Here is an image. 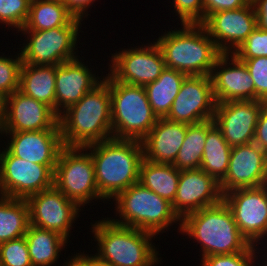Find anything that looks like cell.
I'll list each match as a JSON object with an SVG mask.
<instances>
[{
  "mask_svg": "<svg viewBox=\"0 0 267 266\" xmlns=\"http://www.w3.org/2000/svg\"><path fill=\"white\" fill-rule=\"evenodd\" d=\"M62 142L67 147H85L113 137L109 74L80 101L58 118Z\"/></svg>",
  "mask_w": 267,
  "mask_h": 266,
  "instance_id": "1",
  "label": "cell"
},
{
  "mask_svg": "<svg viewBox=\"0 0 267 266\" xmlns=\"http://www.w3.org/2000/svg\"><path fill=\"white\" fill-rule=\"evenodd\" d=\"M84 148L91 154L98 191L106 202L139 182L141 141L112 137Z\"/></svg>",
  "mask_w": 267,
  "mask_h": 266,
  "instance_id": "2",
  "label": "cell"
},
{
  "mask_svg": "<svg viewBox=\"0 0 267 266\" xmlns=\"http://www.w3.org/2000/svg\"><path fill=\"white\" fill-rule=\"evenodd\" d=\"M90 230L94 234L92 237L97 248L94 255L99 263L107 266H155L162 261L153 243L157 236L152 233L116 224L109 217L92 222Z\"/></svg>",
  "mask_w": 267,
  "mask_h": 266,
  "instance_id": "3",
  "label": "cell"
},
{
  "mask_svg": "<svg viewBox=\"0 0 267 266\" xmlns=\"http://www.w3.org/2000/svg\"><path fill=\"white\" fill-rule=\"evenodd\" d=\"M179 234L193 239L201 247L202 258L211 255L234 254L246 251L252 244L240 233L233 214L222 199L186 215L181 220Z\"/></svg>",
  "mask_w": 267,
  "mask_h": 266,
  "instance_id": "4",
  "label": "cell"
},
{
  "mask_svg": "<svg viewBox=\"0 0 267 266\" xmlns=\"http://www.w3.org/2000/svg\"><path fill=\"white\" fill-rule=\"evenodd\" d=\"M180 26L165 30L154 40L162 52L165 66L187 76H210L222 53L201 24Z\"/></svg>",
  "mask_w": 267,
  "mask_h": 266,
  "instance_id": "5",
  "label": "cell"
},
{
  "mask_svg": "<svg viewBox=\"0 0 267 266\" xmlns=\"http://www.w3.org/2000/svg\"><path fill=\"white\" fill-rule=\"evenodd\" d=\"M113 201L114 213L116 216L119 214V218H109L116 224L155 236L166 233L176 223L179 225L177 232L181 231V220L173 211L171 203L139 182L120 192Z\"/></svg>",
  "mask_w": 267,
  "mask_h": 266,
  "instance_id": "6",
  "label": "cell"
},
{
  "mask_svg": "<svg viewBox=\"0 0 267 266\" xmlns=\"http://www.w3.org/2000/svg\"><path fill=\"white\" fill-rule=\"evenodd\" d=\"M113 137L142 141L156 124L144 86L114 80L109 75Z\"/></svg>",
  "mask_w": 267,
  "mask_h": 266,
  "instance_id": "7",
  "label": "cell"
},
{
  "mask_svg": "<svg viewBox=\"0 0 267 266\" xmlns=\"http://www.w3.org/2000/svg\"><path fill=\"white\" fill-rule=\"evenodd\" d=\"M83 20L75 18L68 26L49 30H20L25 37L20 51L22 62L31 65H59L78 58L79 33ZM27 36V37H26ZM76 50V51H75ZM77 52V53H76ZM77 54V55H76Z\"/></svg>",
  "mask_w": 267,
  "mask_h": 266,
  "instance_id": "8",
  "label": "cell"
},
{
  "mask_svg": "<svg viewBox=\"0 0 267 266\" xmlns=\"http://www.w3.org/2000/svg\"><path fill=\"white\" fill-rule=\"evenodd\" d=\"M54 186L80 207L91 204L92 200L104 204L106 201L99 194L93 159L84 147L61 149L54 170Z\"/></svg>",
  "mask_w": 267,
  "mask_h": 266,
  "instance_id": "9",
  "label": "cell"
},
{
  "mask_svg": "<svg viewBox=\"0 0 267 266\" xmlns=\"http://www.w3.org/2000/svg\"><path fill=\"white\" fill-rule=\"evenodd\" d=\"M0 150V196L26 199L54 186L56 165L32 163Z\"/></svg>",
  "mask_w": 267,
  "mask_h": 266,
  "instance_id": "10",
  "label": "cell"
},
{
  "mask_svg": "<svg viewBox=\"0 0 267 266\" xmlns=\"http://www.w3.org/2000/svg\"><path fill=\"white\" fill-rule=\"evenodd\" d=\"M110 58L108 74L130 85L145 86L154 82L166 68L162 52L153 40L148 45L116 50Z\"/></svg>",
  "mask_w": 267,
  "mask_h": 266,
  "instance_id": "11",
  "label": "cell"
},
{
  "mask_svg": "<svg viewBox=\"0 0 267 266\" xmlns=\"http://www.w3.org/2000/svg\"><path fill=\"white\" fill-rule=\"evenodd\" d=\"M29 208L30 225L59 233L69 240L73 223L83 210L55 186L25 199ZM78 217V218H77Z\"/></svg>",
  "mask_w": 267,
  "mask_h": 266,
  "instance_id": "12",
  "label": "cell"
},
{
  "mask_svg": "<svg viewBox=\"0 0 267 266\" xmlns=\"http://www.w3.org/2000/svg\"><path fill=\"white\" fill-rule=\"evenodd\" d=\"M223 200L250 244L267 242V185L231 190L223 195Z\"/></svg>",
  "mask_w": 267,
  "mask_h": 266,
  "instance_id": "13",
  "label": "cell"
},
{
  "mask_svg": "<svg viewBox=\"0 0 267 266\" xmlns=\"http://www.w3.org/2000/svg\"><path fill=\"white\" fill-rule=\"evenodd\" d=\"M216 104L210 76H187L165 118L197 124L214 118Z\"/></svg>",
  "mask_w": 267,
  "mask_h": 266,
  "instance_id": "14",
  "label": "cell"
},
{
  "mask_svg": "<svg viewBox=\"0 0 267 266\" xmlns=\"http://www.w3.org/2000/svg\"><path fill=\"white\" fill-rule=\"evenodd\" d=\"M201 25L221 53H234L257 27L254 6L210 14Z\"/></svg>",
  "mask_w": 267,
  "mask_h": 266,
  "instance_id": "15",
  "label": "cell"
},
{
  "mask_svg": "<svg viewBox=\"0 0 267 266\" xmlns=\"http://www.w3.org/2000/svg\"><path fill=\"white\" fill-rule=\"evenodd\" d=\"M267 185V153L254 142L234 146L225 178L219 183L222 195L239 188Z\"/></svg>",
  "mask_w": 267,
  "mask_h": 266,
  "instance_id": "16",
  "label": "cell"
},
{
  "mask_svg": "<svg viewBox=\"0 0 267 266\" xmlns=\"http://www.w3.org/2000/svg\"><path fill=\"white\" fill-rule=\"evenodd\" d=\"M265 103L261 100H243L216 104L214 123L231 147L253 142L258 117Z\"/></svg>",
  "mask_w": 267,
  "mask_h": 266,
  "instance_id": "17",
  "label": "cell"
},
{
  "mask_svg": "<svg viewBox=\"0 0 267 266\" xmlns=\"http://www.w3.org/2000/svg\"><path fill=\"white\" fill-rule=\"evenodd\" d=\"M58 118L50 106L18 89L7 98V112L0 132L60 130Z\"/></svg>",
  "mask_w": 267,
  "mask_h": 266,
  "instance_id": "18",
  "label": "cell"
},
{
  "mask_svg": "<svg viewBox=\"0 0 267 266\" xmlns=\"http://www.w3.org/2000/svg\"><path fill=\"white\" fill-rule=\"evenodd\" d=\"M223 199L219 183L202 169L180 171L177 192L171 204L175 214L182 220L186 215Z\"/></svg>",
  "mask_w": 267,
  "mask_h": 266,
  "instance_id": "19",
  "label": "cell"
},
{
  "mask_svg": "<svg viewBox=\"0 0 267 266\" xmlns=\"http://www.w3.org/2000/svg\"><path fill=\"white\" fill-rule=\"evenodd\" d=\"M210 77L216 103L255 100V85L248 69L233 53H222L217 58Z\"/></svg>",
  "mask_w": 267,
  "mask_h": 266,
  "instance_id": "20",
  "label": "cell"
},
{
  "mask_svg": "<svg viewBox=\"0 0 267 266\" xmlns=\"http://www.w3.org/2000/svg\"><path fill=\"white\" fill-rule=\"evenodd\" d=\"M0 134V137L5 135L9 138L5 148L12 155L36 164L56 165L59 153L64 147L60 130L0 132Z\"/></svg>",
  "mask_w": 267,
  "mask_h": 266,
  "instance_id": "21",
  "label": "cell"
},
{
  "mask_svg": "<svg viewBox=\"0 0 267 266\" xmlns=\"http://www.w3.org/2000/svg\"><path fill=\"white\" fill-rule=\"evenodd\" d=\"M81 59L79 56L56 66L55 96L58 116L104 80V75L100 78L98 73L96 75L97 71L94 73Z\"/></svg>",
  "mask_w": 267,
  "mask_h": 266,
  "instance_id": "22",
  "label": "cell"
},
{
  "mask_svg": "<svg viewBox=\"0 0 267 266\" xmlns=\"http://www.w3.org/2000/svg\"><path fill=\"white\" fill-rule=\"evenodd\" d=\"M187 131V124L158 118L141 141L144 159L153 163L173 164Z\"/></svg>",
  "mask_w": 267,
  "mask_h": 266,
  "instance_id": "23",
  "label": "cell"
},
{
  "mask_svg": "<svg viewBox=\"0 0 267 266\" xmlns=\"http://www.w3.org/2000/svg\"><path fill=\"white\" fill-rule=\"evenodd\" d=\"M56 66L23 63L20 69L19 90L50 106L56 113Z\"/></svg>",
  "mask_w": 267,
  "mask_h": 266,
  "instance_id": "24",
  "label": "cell"
},
{
  "mask_svg": "<svg viewBox=\"0 0 267 266\" xmlns=\"http://www.w3.org/2000/svg\"><path fill=\"white\" fill-rule=\"evenodd\" d=\"M32 266H53L68 242L59 233L29 225L24 235Z\"/></svg>",
  "mask_w": 267,
  "mask_h": 266,
  "instance_id": "25",
  "label": "cell"
},
{
  "mask_svg": "<svg viewBox=\"0 0 267 266\" xmlns=\"http://www.w3.org/2000/svg\"><path fill=\"white\" fill-rule=\"evenodd\" d=\"M231 149L214 120H207V135L200 169L220 183L226 176Z\"/></svg>",
  "mask_w": 267,
  "mask_h": 266,
  "instance_id": "26",
  "label": "cell"
},
{
  "mask_svg": "<svg viewBox=\"0 0 267 266\" xmlns=\"http://www.w3.org/2000/svg\"><path fill=\"white\" fill-rule=\"evenodd\" d=\"M186 77L181 71L166 67L157 80L144 86L152 111L158 118L168 115Z\"/></svg>",
  "mask_w": 267,
  "mask_h": 266,
  "instance_id": "27",
  "label": "cell"
},
{
  "mask_svg": "<svg viewBox=\"0 0 267 266\" xmlns=\"http://www.w3.org/2000/svg\"><path fill=\"white\" fill-rule=\"evenodd\" d=\"M179 176L180 171L172 164L153 163L143 159L140 165L139 183L172 204Z\"/></svg>",
  "mask_w": 267,
  "mask_h": 266,
  "instance_id": "28",
  "label": "cell"
},
{
  "mask_svg": "<svg viewBox=\"0 0 267 266\" xmlns=\"http://www.w3.org/2000/svg\"><path fill=\"white\" fill-rule=\"evenodd\" d=\"M76 17L61 0H31L29 15L21 30H49L68 26Z\"/></svg>",
  "mask_w": 267,
  "mask_h": 266,
  "instance_id": "29",
  "label": "cell"
},
{
  "mask_svg": "<svg viewBox=\"0 0 267 266\" xmlns=\"http://www.w3.org/2000/svg\"><path fill=\"white\" fill-rule=\"evenodd\" d=\"M29 225L25 199L0 196V244L24 236Z\"/></svg>",
  "mask_w": 267,
  "mask_h": 266,
  "instance_id": "30",
  "label": "cell"
},
{
  "mask_svg": "<svg viewBox=\"0 0 267 266\" xmlns=\"http://www.w3.org/2000/svg\"><path fill=\"white\" fill-rule=\"evenodd\" d=\"M207 135V121L187 124L183 144L174 163L179 171L200 169Z\"/></svg>",
  "mask_w": 267,
  "mask_h": 266,
  "instance_id": "31",
  "label": "cell"
},
{
  "mask_svg": "<svg viewBox=\"0 0 267 266\" xmlns=\"http://www.w3.org/2000/svg\"><path fill=\"white\" fill-rule=\"evenodd\" d=\"M31 0H0V23L18 33L25 25ZM15 28V29H14Z\"/></svg>",
  "mask_w": 267,
  "mask_h": 266,
  "instance_id": "32",
  "label": "cell"
},
{
  "mask_svg": "<svg viewBox=\"0 0 267 266\" xmlns=\"http://www.w3.org/2000/svg\"><path fill=\"white\" fill-rule=\"evenodd\" d=\"M4 54L0 55V90L9 96L19 89L22 58L17 52L14 57Z\"/></svg>",
  "mask_w": 267,
  "mask_h": 266,
  "instance_id": "33",
  "label": "cell"
},
{
  "mask_svg": "<svg viewBox=\"0 0 267 266\" xmlns=\"http://www.w3.org/2000/svg\"><path fill=\"white\" fill-rule=\"evenodd\" d=\"M3 266H32L25 236L0 244Z\"/></svg>",
  "mask_w": 267,
  "mask_h": 266,
  "instance_id": "34",
  "label": "cell"
},
{
  "mask_svg": "<svg viewBox=\"0 0 267 266\" xmlns=\"http://www.w3.org/2000/svg\"><path fill=\"white\" fill-rule=\"evenodd\" d=\"M233 54L238 59L267 57V30L256 27Z\"/></svg>",
  "mask_w": 267,
  "mask_h": 266,
  "instance_id": "35",
  "label": "cell"
},
{
  "mask_svg": "<svg viewBox=\"0 0 267 266\" xmlns=\"http://www.w3.org/2000/svg\"><path fill=\"white\" fill-rule=\"evenodd\" d=\"M242 61L255 85V100L267 103V57L239 59Z\"/></svg>",
  "mask_w": 267,
  "mask_h": 266,
  "instance_id": "36",
  "label": "cell"
},
{
  "mask_svg": "<svg viewBox=\"0 0 267 266\" xmlns=\"http://www.w3.org/2000/svg\"><path fill=\"white\" fill-rule=\"evenodd\" d=\"M181 24H201L204 21V5L202 0H172Z\"/></svg>",
  "mask_w": 267,
  "mask_h": 266,
  "instance_id": "37",
  "label": "cell"
},
{
  "mask_svg": "<svg viewBox=\"0 0 267 266\" xmlns=\"http://www.w3.org/2000/svg\"><path fill=\"white\" fill-rule=\"evenodd\" d=\"M200 262L201 266H253V245L243 252L206 256Z\"/></svg>",
  "mask_w": 267,
  "mask_h": 266,
  "instance_id": "38",
  "label": "cell"
},
{
  "mask_svg": "<svg viewBox=\"0 0 267 266\" xmlns=\"http://www.w3.org/2000/svg\"><path fill=\"white\" fill-rule=\"evenodd\" d=\"M204 5V20L212 13L235 10L247 6L250 0H202Z\"/></svg>",
  "mask_w": 267,
  "mask_h": 266,
  "instance_id": "39",
  "label": "cell"
},
{
  "mask_svg": "<svg viewBox=\"0 0 267 266\" xmlns=\"http://www.w3.org/2000/svg\"><path fill=\"white\" fill-rule=\"evenodd\" d=\"M253 142L267 153V103L260 111Z\"/></svg>",
  "mask_w": 267,
  "mask_h": 266,
  "instance_id": "40",
  "label": "cell"
},
{
  "mask_svg": "<svg viewBox=\"0 0 267 266\" xmlns=\"http://www.w3.org/2000/svg\"><path fill=\"white\" fill-rule=\"evenodd\" d=\"M67 9L76 17L85 20L88 10L96 0H61ZM98 1V0H97Z\"/></svg>",
  "mask_w": 267,
  "mask_h": 266,
  "instance_id": "41",
  "label": "cell"
},
{
  "mask_svg": "<svg viewBox=\"0 0 267 266\" xmlns=\"http://www.w3.org/2000/svg\"><path fill=\"white\" fill-rule=\"evenodd\" d=\"M62 266H94V254H86L81 252L74 254L73 256H68Z\"/></svg>",
  "mask_w": 267,
  "mask_h": 266,
  "instance_id": "42",
  "label": "cell"
},
{
  "mask_svg": "<svg viewBox=\"0 0 267 266\" xmlns=\"http://www.w3.org/2000/svg\"><path fill=\"white\" fill-rule=\"evenodd\" d=\"M251 2L257 17V27L267 30V0H252Z\"/></svg>",
  "mask_w": 267,
  "mask_h": 266,
  "instance_id": "43",
  "label": "cell"
},
{
  "mask_svg": "<svg viewBox=\"0 0 267 266\" xmlns=\"http://www.w3.org/2000/svg\"><path fill=\"white\" fill-rule=\"evenodd\" d=\"M265 243V244H264ZM259 244H260V246H262L263 245V249L261 248V247H259L260 248V250H262V251H264V253L265 254H263V252L261 251V252H259L260 250H259V248H257L258 246H259ZM262 244V245H261ZM267 242H260V243H256V244H253V266H256V265H258V266H267ZM266 251V252H265ZM259 255L260 253H262L263 255L261 256V260H260V255H259V258H258V255ZM264 256V257H263ZM265 258V260H263L262 261V259H264ZM258 260V261H257ZM260 261H262V262H260ZM258 262V263H257ZM262 263V264H260V263ZM256 264V265H255Z\"/></svg>",
  "mask_w": 267,
  "mask_h": 266,
  "instance_id": "44",
  "label": "cell"
},
{
  "mask_svg": "<svg viewBox=\"0 0 267 266\" xmlns=\"http://www.w3.org/2000/svg\"><path fill=\"white\" fill-rule=\"evenodd\" d=\"M8 95L0 90V126L3 124L7 112Z\"/></svg>",
  "mask_w": 267,
  "mask_h": 266,
  "instance_id": "45",
  "label": "cell"
},
{
  "mask_svg": "<svg viewBox=\"0 0 267 266\" xmlns=\"http://www.w3.org/2000/svg\"><path fill=\"white\" fill-rule=\"evenodd\" d=\"M94 266H107V265H104L102 263H99L96 259V256L94 255Z\"/></svg>",
  "mask_w": 267,
  "mask_h": 266,
  "instance_id": "46",
  "label": "cell"
}]
</instances>
